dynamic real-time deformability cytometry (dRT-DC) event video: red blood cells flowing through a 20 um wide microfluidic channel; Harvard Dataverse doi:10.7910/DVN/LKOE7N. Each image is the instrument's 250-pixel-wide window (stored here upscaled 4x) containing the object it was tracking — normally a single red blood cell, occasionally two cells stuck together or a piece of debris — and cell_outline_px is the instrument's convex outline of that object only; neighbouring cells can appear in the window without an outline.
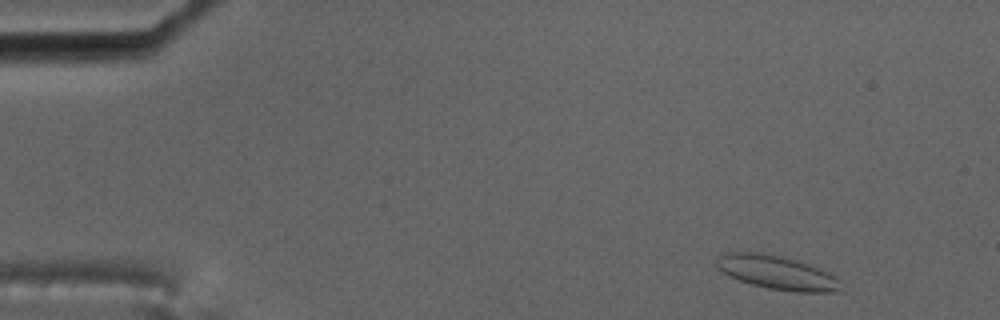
{"species": "common noctule bat (a hibernating species)", "species_latin": "Nyctalus noctula", "temperature_condition": "cold", "stored_images_in_passage": 56, "camera_frame_rate_fps": 3000, "um_per_image_px": 0.085, "animal": {"sex": "male", "body_mass_g": 17.5, "forearm_length_mm": 52.3}, "frame": {"image": 1, "passage_image": 4, "time_ms": 1.0, "image_size_px": [1000, 320], "cell_outline_px": [[844, 292], [796, 292], [768, 288], [752, 284], [728, 276], [716, 264], [716, 256], [720, 252], [764, 252], [796, 260], [808, 264], [828, 272], [836, 276], [840, 280]], "centroid_in_image_um": [66.07, 23.16], "position_along_channel_um": 18.9, "area_um2": 24.74}}
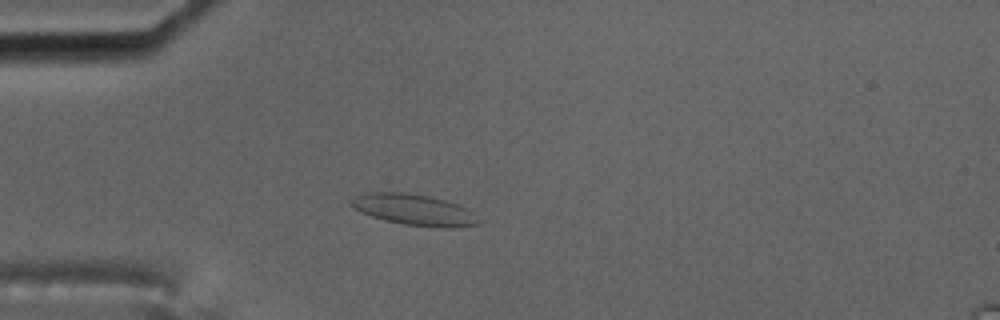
{"frame": {"image": 2, "passage_image": 14, "time_ms": 4.333, "image_size_px": [1000, 320], "cell_outline_px": [[484, 220], [480, 224], [452, 228], [436, 228], [404, 224], [384, 220], [372, 216], [348, 204], [356, 196], [364, 192], [404, 192], [428, 196], [444, 200], [456, 204], [472, 212]], "centroid_in_image_um": [35.25, 17.84], "position_along_channel_um": 49.7, "area_um2": 23.06}}
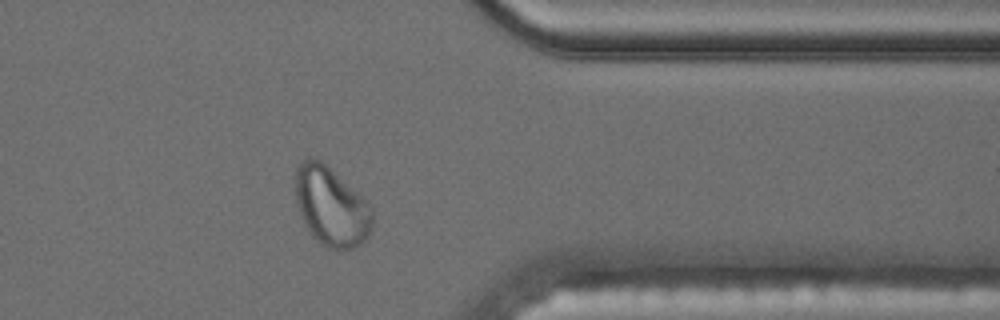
{"frame": {"image": 3, "passage_image": 45, "time_ms": 14.667, "image_size_px": [1000, 320], "cell_outline_px": [[372, 228], [368, 236], [360, 244], [352, 248], [328, 248], [320, 244], [312, 236], [304, 224], [300, 216], [296, 200], [296, 168], [308, 156], [312, 156], [320, 160], [360, 196], [372, 208]], "centroid_in_image_um": [28.12, 17.57], "position_along_channel_um": 383.3, "area_um2": 34.91}}